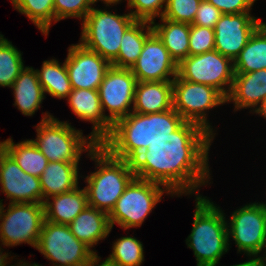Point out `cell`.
I'll list each match as a JSON object with an SVG mask.
<instances>
[{"instance_id": "obj_3", "label": "cell", "mask_w": 266, "mask_h": 266, "mask_svg": "<svg viewBox=\"0 0 266 266\" xmlns=\"http://www.w3.org/2000/svg\"><path fill=\"white\" fill-rule=\"evenodd\" d=\"M89 154L100 169L86 177L88 205L109 214L136 176L131 161L114 157L101 144H96Z\"/></svg>"}, {"instance_id": "obj_45", "label": "cell", "mask_w": 266, "mask_h": 266, "mask_svg": "<svg viewBox=\"0 0 266 266\" xmlns=\"http://www.w3.org/2000/svg\"><path fill=\"white\" fill-rule=\"evenodd\" d=\"M17 266H29V265H28V263L26 264V263L24 262L23 264H20V263L17 264ZM30 266H39V265L35 263V264L30 265Z\"/></svg>"}, {"instance_id": "obj_12", "label": "cell", "mask_w": 266, "mask_h": 266, "mask_svg": "<svg viewBox=\"0 0 266 266\" xmlns=\"http://www.w3.org/2000/svg\"><path fill=\"white\" fill-rule=\"evenodd\" d=\"M229 226L228 236L233 237L238 251L256 258L266 243V204L253 203L236 210Z\"/></svg>"}, {"instance_id": "obj_43", "label": "cell", "mask_w": 266, "mask_h": 266, "mask_svg": "<svg viewBox=\"0 0 266 266\" xmlns=\"http://www.w3.org/2000/svg\"><path fill=\"white\" fill-rule=\"evenodd\" d=\"M98 0H93V2L95 3V2H97ZM102 1H104L107 5L108 4H115V3H118L119 1H121V0H102Z\"/></svg>"}, {"instance_id": "obj_34", "label": "cell", "mask_w": 266, "mask_h": 266, "mask_svg": "<svg viewBox=\"0 0 266 266\" xmlns=\"http://www.w3.org/2000/svg\"><path fill=\"white\" fill-rule=\"evenodd\" d=\"M214 49V29L190 24L189 56L203 54Z\"/></svg>"}, {"instance_id": "obj_9", "label": "cell", "mask_w": 266, "mask_h": 266, "mask_svg": "<svg viewBox=\"0 0 266 266\" xmlns=\"http://www.w3.org/2000/svg\"><path fill=\"white\" fill-rule=\"evenodd\" d=\"M0 220V241L3 245L27 243L36 248L45 220L44 204L10 203L7 213H4L1 203Z\"/></svg>"}, {"instance_id": "obj_2", "label": "cell", "mask_w": 266, "mask_h": 266, "mask_svg": "<svg viewBox=\"0 0 266 266\" xmlns=\"http://www.w3.org/2000/svg\"><path fill=\"white\" fill-rule=\"evenodd\" d=\"M184 122L173 108L149 114L130 112L113 125L101 145L114 157L131 161L154 141L169 137Z\"/></svg>"}, {"instance_id": "obj_38", "label": "cell", "mask_w": 266, "mask_h": 266, "mask_svg": "<svg viewBox=\"0 0 266 266\" xmlns=\"http://www.w3.org/2000/svg\"><path fill=\"white\" fill-rule=\"evenodd\" d=\"M220 10L222 14H239L250 12L256 0H207Z\"/></svg>"}, {"instance_id": "obj_16", "label": "cell", "mask_w": 266, "mask_h": 266, "mask_svg": "<svg viewBox=\"0 0 266 266\" xmlns=\"http://www.w3.org/2000/svg\"><path fill=\"white\" fill-rule=\"evenodd\" d=\"M72 89L98 90L111 63L81 43L68 49L65 60Z\"/></svg>"}, {"instance_id": "obj_23", "label": "cell", "mask_w": 266, "mask_h": 266, "mask_svg": "<svg viewBox=\"0 0 266 266\" xmlns=\"http://www.w3.org/2000/svg\"><path fill=\"white\" fill-rule=\"evenodd\" d=\"M39 179L44 203L45 197L49 200L78 187V163L49 162Z\"/></svg>"}, {"instance_id": "obj_1", "label": "cell", "mask_w": 266, "mask_h": 266, "mask_svg": "<svg viewBox=\"0 0 266 266\" xmlns=\"http://www.w3.org/2000/svg\"><path fill=\"white\" fill-rule=\"evenodd\" d=\"M212 138L198 124L185 121L131 160L135 176L159 183L171 194H188L210 178L207 155Z\"/></svg>"}, {"instance_id": "obj_36", "label": "cell", "mask_w": 266, "mask_h": 266, "mask_svg": "<svg viewBox=\"0 0 266 266\" xmlns=\"http://www.w3.org/2000/svg\"><path fill=\"white\" fill-rule=\"evenodd\" d=\"M166 0H128V7L136 8L130 14L138 21L154 22L157 16L162 17L160 13L163 4L166 6Z\"/></svg>"}, {"instance_id": "obj_26", "label": "cell", "mask_w": 266, "mask_h": 266, "mask_svg": "<svg viewBox=\"0 0 266 266\" xmlns=\"http://www.w3.org/2000/svg\"><path fill=\"white\" fill-rule=\"evenodd\" d=\"M233 63L234 73H251L266 69V23H262L255 30Z\"/></svg>"}, {"instance_id": "obj_10", "label": "cell", "mask_w": 266, "mask_h": 266, "mask_svg": "<svg viewBox=\"0 0 266 266\" xmlns=\"http://www.w3.org/2000/svg\"><path fill=\"white\" fill-rule=\"evenodd\" d=\"M173 109L187 122L198 124L209 132L212 129L206 120L204 110L226 102V98L215 88L173 77Z\"/></svg>"}, {"instance_id": "obj_30", "label": "cell", "mask_w": 266, "mask_h": 266, "mask_svg": "<svg viewBox=\"0 0 266 266\" xmlns=\"http://www.w3.org/2000/svg\"><path fill=\"white\" fill-rule=\"evenodd\" d=\"M14 8L25 14L45 35L55 21L54 0H11Z\"/></svg>"}, {"instance_id": "obj_8", "label": "cell", "mask_w": 266, "mask_h": 266, "mask_svg": "<svg viewBox=\"0 0 266 266\" xmlns=\"http://www.w3.org/2000/svg\"><path fill=\"white\" fill-rule=\"evenodd\" d=\"M37 250L55 266H86L96 254L84 242L79 241L67 224L44 220Z\"/></svg>"}, {"instance_id": "obj_39", "label": "cell", "mask_w": 266, "mask_h": 266, "mask_svg": "<svg viewBox=\"0 0 266 266\" xmlns=\"http://www.w3.org/2000/svg\"><path fill=\"white\" fill-rule=\"evenodd\" d=\"M99 261H100V258L98 257L97 254H95L92 257L91 261L86 266H97V265L98 266H117L112 261H110L108 258L105 261H103V263H101V265L97 264V263H99Z\"/></svg>"}, {"instance_id": "obj_31", "label": "cell", "mask_w": 266, "mask_h": 266, "mask_svg": "<svg viewBox=\"0 0 266 266\" xmlns=\"http://www.w3.org/2000/svg\"><path fill=\"white\" fill-rule=\"evenodd\" d=\"M21 52L0 35V86L11 87L24 69Z\"/></svg>"}, {"instance_id": "obj_35", "label": "cell", "mask_w": 266, "mask_h": 266, "mask_svg": "<svg viewBox=\"0 0 266 266\" xmlns=\"http://www.w3.org/2000/svg\"><path fill=\"white\" fill-rule=\"evenodd\" d=\"M93 0H54L55 22L68 17L83 20L92 9Z\"/></svg>"}, {"instance_id": "obj_42", "label": "cell", "mask_w": 266, "mask_h": 266, "mask_svg": "<svg viewBox=\"0 0 266 266\" xmlns=\"http://www.w3.org/2000/svg\"><path fill=\"white\" fill-rule=\"evenodd\" d=\"M7 257L8 255L6 253L2 255V252L0 250V266H5L7 264Z\"/></svg>"}, {"instance_id": "obj_27", "label": "cell", "mask_w": 266, "mask_h": 266, "mask_svg": "<svg viewBox=\"0 0 266 266\" xmlns=\"http://www.w3.org/2000/svg\"><path fill=\"white\" fill-rule=\"evenodd\" d=\"M150 22L136 20L124 33L120 43L118 57L111 63L118 68H131L139 58L146 38L153 32ZM146 26L147 32L143 30Z\"/></svg>"}, {"instance_id": "obj_7", "label": "cell", "mask_w": 266, "mask_h": 266, "mask_svg": "<svg viewBox=\"0 0 266 266\" xmlns=\"http://www.w3.org/2000/svg\"><path fill=\"white\" fill-rule=\"evenodd\" d=\"M159 183L135 177L126 187L108 214L111 227L116 222L124 229L139 227L154 206L161 200L162 190Z\"/></svg>"}, {"instance_id": "obj_17", "label": "cell", "mask_w": 266, "mask_h": 266, "mask_svg": "<svg viewBox=\"0 0 266 266\" xmlns=\"http://www.w3.org/2000/svg\"><path fill=\"white\" fill-rule=\"evenodd\" d=\"M130 70L139 82L173 81L168 77L177 76L178 64L153 31L146 38L143 50Z\"/></svg>"}, {"instance_id": "obj_4", "label": "cell", "mask_w": 266, "mask_h": 266, "mask_svg": "<svg viewBox=\"0 0 266 266\" xmlns=\"http://www.w3.org/2000/svg\"><path fill=\"white\" fill-rule=\"evenodd\" d=\"M192 232L186 240L193 249L197 266H216L229 246L228 223L213 202L196 197Z\"/></svg>"}, {"instance_id": "obj_28", "label": "cell", "mask_w": 266, "mask_h": 266, "mask_svg": "<svg viewBox=\"0 0 266 266\" xmlns=\"http://www.w3.org/2000/svg\"><path fill=\"white\" fill-rule=\"evenodd\" d=\"M4 150L16 161L27 174L40 177L49 161L32 140L15 144L11 138L3 141Z\"/></svg>"}, {"instance_id": "obj_29", "label": "cell", "mask_w": 266, "mask_h": 266, "mask_svg": "<svg viewBox=\"0 0 266 266\" xmlns=\"http://www.w3.org/2000/svg\"><path fill=\"white\" fill-rule=\"evenodd\" d=\"M44 90L56 98H66L72 92L71 82L65 62L61 66L57 60L44 61L41 71L36 70Z\"/></svg>"}, {"instance_id": "obj_24", "label": "cell", "mask_w": 266, "mask_h": 266, "mask_svg": "<svg viewBox=\"0 0 266 266\" xmlns=\"http://www.w3.org/2000/svg\"><path fill=\"white\" fill-rule=\"evenodd\" d=\"M11 88L14 89V105L26 116L33 115L45 97L38 74L32 67H25Z\"/></svg>"}, {"instance_id": "obj_20", "label": "cell", "mask_w": 266, "mask_h": 266, "mask_svg": "<svg viewBox=\"0 0 266 266\" xmlns=\"http://www.w3.org/2000/svg\"><path fill=\"white\" fill-rule=\"evenodd\" d=\"M266 99V69L251 73H235L226 102L233 101L235 109L254 107Z\"/></svg>"}, {"instance_id": "obj_14", "label": "cell", "mask_w": 266, "mask_h": 266, "mask_svg": "<svg viewBox=\"0 0 266 266\" xmlns=\"http://www.w3.org/2000/svg\"><path fill=\"white\" fill-rule=\"evenodd\" d=\"M0 183L10 203H43L39 177L25 173L0 142Z\"/></svg>"}, {"instance_id": "obj_44", "label": "cell", "mask_w": 266, "mask_h": 266, "mask_svg": "<svg viewBox=\"0 0 266 266\" xmlns=\"http://www.w3.org/2000/svg\"><path fill=\"white\" fill-rule=\"evenodd\" d=\"M265 247H266V243H265ZM266 256V255H265ZM258 257V259H259V261L264 265V266H266V257ZM265 258V259H264ZM264 260H265V262H264Z\"/></svg>"}, {"instance_id": "obj_18", "label": "cell", "mask_w": 266, "mask_h": 266, "mask_svg": "<svg viewBox=\"0 0 266 266\" xmlns=\"http://www.w3.org/2000/svg\"><path fill=\"white\" fill-rule=\"evenodd\" d=\"M67 98L72 111L80 119L94 124L88 138L101 144L111 134L113 124L108 120V115H104L98 90L72 89Z\"/></svg>"}, {"instance_id": "obj_33", "label": "cell", "mask_w": 266, "mask_h": 266, "mask_svg": "<svg viewBox=\"0 0 266 266\" xmlns=\"http://www.w3.org/2000/svg\"><path fill=\"white\" fill-rule=\"evenodd\" d=\"M202 0H166L162 18L192 24Z\"/></svg>"}, {"instance_id": "obj_6", "label": "cell", "mask_w": 266, "mask_h": 266, "mask_svg": "<svg viewBox=\"0 0 266 266\" xmlns=\"http://www.w3.org/2000/svg\"><path fill=\"white\" fill-rule=\"evenodd\" d=\"M135 21L130 13L121 16L92 8L83 20L81 44L112 63L118 57L125 31Z\"/></svg>"}, {"instance_id": "obj_22", "label": "cell", "mask_w": 266, "mask_h": 266, "mask_svg": "<svg viewBox=\"0 0 266 266\" xmlns=\"http://www.w3.org/2000/svg\"><path fill=\"white\" fill-rule=\"evenodd\" d=\"M53 202L44 201L45 220L56 224H70L88 205L86 189H75L51 196Z\"/></svg>"}, {"instance_id": "obj_13", "label": "cell", "mask_w": 266, "mask_h": 266, "mask_svg": "<svg viewBox=\"0 0 266 266\" xmlns=\"http://www.w3.org/2000/svg\"><path fill=\"white\" fill-rule=\"evenodd\" d=\"M137 79L130 68L112 66L107 70L98 92L103 112L109 110L108 120L114 125L130 114L129 107L134 103Z\"/></svg>"}, {"instance_id": "obj_32", "label": "cell", "mask_w": 266, "mask_h": 266, "mask_svg": "<svg viewBox=\"0 0 266 266\" xmlns=\"http://www.w3.org/2000/svg\"><path fill=\"white\" fill-rule=\"evenodd\" d=\"M117 266H140L143 259V245L133 237H121L113 245L108 257Z\"/></svg>"}, {"instance_id": "obj_37", "label": "cell", "mask_w": 266, "mask_h": 266, "mask_svg": "<svg viewBox=\"0 0 266 266\" xmlns=\"http://www.w3.org/2000/svg\"><path fill=\"white\" fill-rule=\"evenodd\" d=\"M221 15L222 13L219 9H217L207 0H202L198 6V10L194 17L192 25L204 26L214 29Z\"/></svg>"}, {"instance_id": "obj_11", "label": "cell", "mask_w": 266, "mask_h": 266, "mask_svg": "<svg viewBox=\"0 0 266 266\" xmlns=\"http://www.w3.org/2000/svg\"><path fill=\"white\" fill-rule=\"evenodd\" d=\"M234 74L233 61L214 49L183 59L178 64L177 75L189 82L211 86L227 98L232 88ZM226 84H229L228 90L223 88Z\"/></svg>"}, {"instance_id": "obj_15", "label": "cell", "mask_w": 266, "mask_h": 266, "mask_svg": "<svg viewBox=\"0 0 266 266\" xmlns=\"http://www.w3.org/2000/svg\"><path fill=\"white\" fill-rule=\"evenodd\" d=\"M261 24L249 12L222 14L214 28L215 50L234 62Z\"/></svg>"}, {"instance_id": "obj_21", "label": "cell", "mask_w": 266, "mask_h": 266, "mask_svg": "<svg viewBox=\"0 0 266 266\" xmlns=\"http://www.w3.org/2000/svg\"><path fill=\"white\" fill-rule=\"evenodd\" d=\"M68 226L71 233L90 248L106 238L112 229L108 214L89 205Z\"/></svg>"}, {"instance_id": "obj_5", "label": "cell", "mask_w": 266, "mask_h": 266, "mask_svg": "<svg viewBox=\"0 0 266 266\" xmlns=\"http://www.w3.org/2000/svg\"><path fill=\"white\" fill-rule=\"evenodd\" d=\"M47 114L45 113L46 116L38 124L37 138L32 142L49 162L78 163L81 153L93 149L96 142L92 139L88 142L81 131Z\"/></svg>"}, {"instance_id": "obj_41", "label": "cell", "mask_w": 266, "mask_h": 266, "mask_svg": "<svg viewBox=\"0 0 266 266\" xmlns=\"http://www.w3.org/2000/svg\"><path fill=\"white\" fill-rule=\"evenodd\" d=\"M260 104L259 108H256L254 112L263 115L266 118V99Z\"/></svg>"}, {"instance_id": "obj_40", "label": "cell", "mask_w": 266, "mask_h": 266, "mask_svg": "<svg viewBox=\"0 0 266 266\" xmlns=\"http://www.w3.org/2000/svg\"><path fill=\"white\" fill-rule=\"evenodd\" d=\"M233 266H264V265L259 261L258 258L255 259L252 258L250 261H246L244 263H240Z\"/></svg>"}, {"instance_id": "obj_19", "label": "cell", "mask_w": 266, "mask_h": 266, "mask_svg": "<svg viewBox=\"0 0 266 266\" xmlns=\"http://www.w3.org/2000/svg\"><path fill=\"white\" fill-rule=\"evenodd\" d=\"M172 81H137L132 112L159 113L173 108Z\"/></svg>"}, {"instance_id": "obj_25", "label": "cell", "mask_w": 266, "mask_h": 266, "mask_svg": "<svg viewBox=\"0 0 266 266\" xmlns=\"http://www.w3.org/2000/svg\"><path fill=\"white\" fill-rule=\"evenodd\" d=\"M161 21L163 24L151 23L153 31L162 40L170 56L179 64L189 56L190 24L175 22L162 17Z\"/></svg>"}]
</instances>
